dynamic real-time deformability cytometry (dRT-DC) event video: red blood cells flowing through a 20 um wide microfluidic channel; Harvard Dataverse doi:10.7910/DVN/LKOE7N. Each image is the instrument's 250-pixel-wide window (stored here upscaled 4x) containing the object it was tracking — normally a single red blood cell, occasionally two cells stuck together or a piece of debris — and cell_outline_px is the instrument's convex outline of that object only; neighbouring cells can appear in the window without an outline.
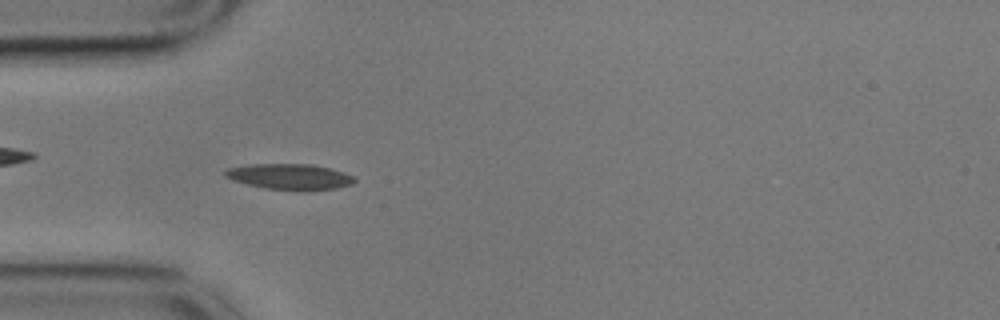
{"species": "common noctule bat (a hibernating species)", "species_latin": "Nyctalus noctula", "temperature_condition": "cold", "stored_images_in_passage": 56, "camera_frame_rate_fps": 3000, "um_per_image_px": 0.085, "animal": {"sex": "male", "body_mass_g": 17.9}, "frame": {"image": 1, "passage_image": 16, "time_ms": 5.0, "image_size_px": [1000, 320], "cell_outline_px": [[356, 180], [352, 184], [336, 188], [300, 192], [264, 188], [248, 184], [224, 176], [224, 172], [228, 168], [248, 164], [312, 164], [332, 168], [344, 172], [352, 176]], "centroid_in_image_um": [24.67, 15.03], "position_along_channel_um": 60.3, "area_um2": 19.65}}
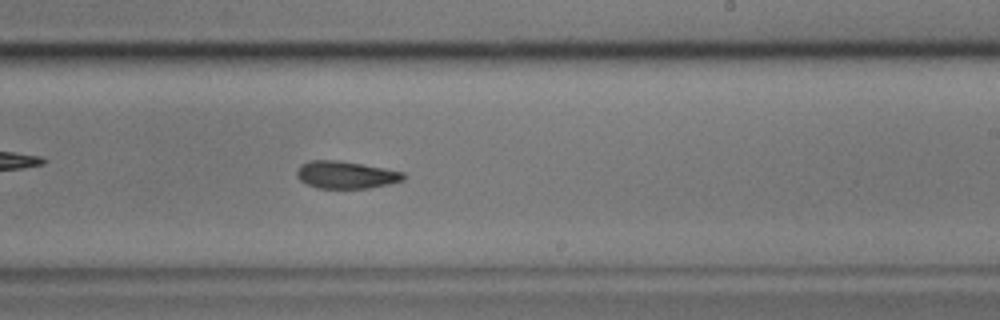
{"frame": {"image": 2, "passage_image": 33, "time_ms": 10.667, "image_size_px": [1000, 320], "cell_outline_px": [[404, 180], [388, 184], [368, 188], [316, 188], [300, 180], [296, 176], [296, 172], [300, 164], [308, 160], [340, 160], [384, 168], [404, 172]], "centroid_in_image_um": [29.36, 14.85], "position_along_channel_um": 259.6, "area_um2": 17.05}}
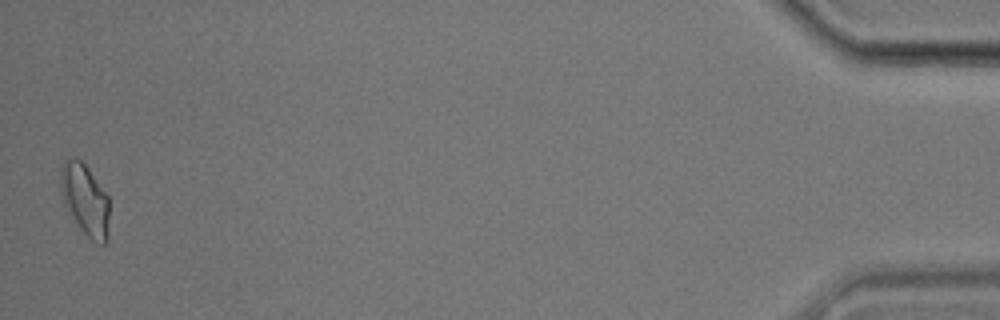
{"frame": {"image": 3, "passage_image": 55, "time_ms": 18.0, "image_size_px": [1000, 320], "cell_outline_px": [[108, 240], [104, 244], [100, 244], [92, 240], [76, 224], [64, 204], [60, 188], [60, 168], [64, 160], [76, 156], [88, 168], [108, 196]], "centroid_in_image_um": [7.21, 16.95], "position_along_channel_um": 428.0, "area_um2": 20.29}, "authors_computed_cell_mechanics": {"area_um2": 17.7157, "velocity_mm_per_s": 3.541, "shape_relaxation_time_tau1_ms": 8.088, "shape_relaxation_time_tau2_ms": 5.8662, "deformation_change_tau1": 0.168, "deformation_change_tau2": 0.1244}}